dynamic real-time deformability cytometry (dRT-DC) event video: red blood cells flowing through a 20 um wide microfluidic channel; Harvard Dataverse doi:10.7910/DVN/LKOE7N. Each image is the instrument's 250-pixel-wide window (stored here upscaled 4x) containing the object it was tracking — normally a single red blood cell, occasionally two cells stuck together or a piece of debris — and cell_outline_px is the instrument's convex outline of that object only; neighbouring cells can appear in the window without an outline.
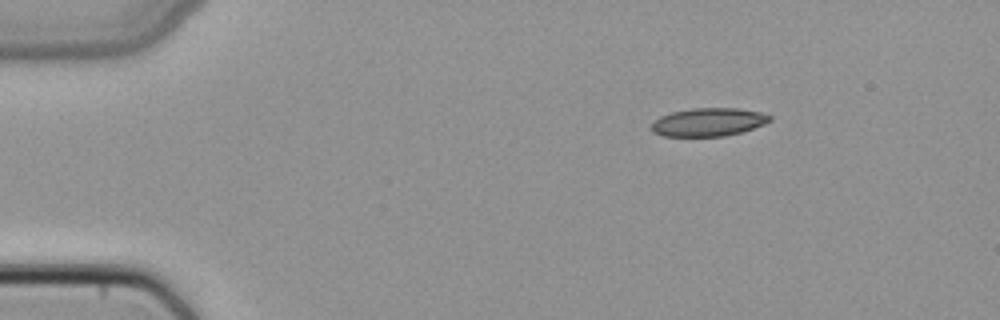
{"species": "common noctule bat (a hibernating species)", "species_latin": "Nyctalus noctula", "temperature_condition": "cold", "stored_images_in_passage": 6, "segment_of_instrument_passage": [2, 2], "camera_frame_rate_fps": 3000, "um_per_image_px": 0.085, "animal": {"sex": "female", "body_mass_g": 22.7, "forearm_length_mm": 54.2}, "frame": {"image": 1, "passage_image": 6, "time_ms": 1.667, "image_size_px": [1000, 320], "cell_outline_px": [[772, 120], [764, 124], [740, 132], [724, 136], [660, 136], [652, 132], [648, 128], [660, 116], [672, 112], [692, 108], [736, 108], [760, 112], [772, 116]], "centroid_in_image_um": [60.18, 10.38], "position_along_channel_um": 24.8, "area_um2": 19.48}}